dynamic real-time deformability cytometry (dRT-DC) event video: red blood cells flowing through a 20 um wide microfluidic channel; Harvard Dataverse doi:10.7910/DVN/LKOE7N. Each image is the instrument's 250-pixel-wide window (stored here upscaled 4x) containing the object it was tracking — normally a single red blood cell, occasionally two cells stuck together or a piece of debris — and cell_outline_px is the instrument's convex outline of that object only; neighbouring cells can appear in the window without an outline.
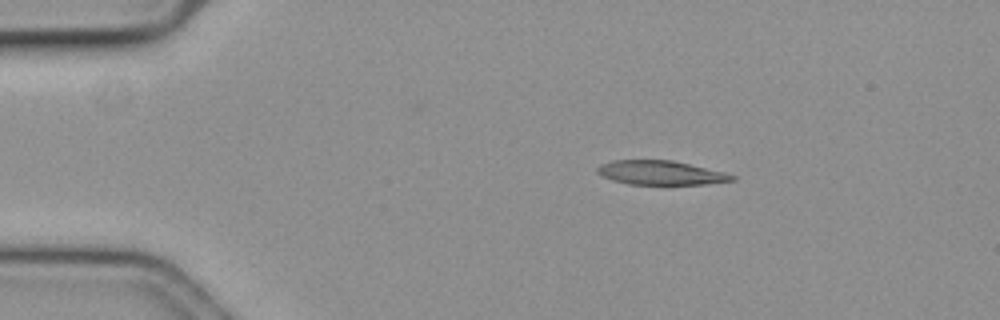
{"species": "common noctule bat (a hibernating species)", "species_latin": "Nyctalus noctula", "temperature_condition": "cold", "stored_images_in_passage": 48, "camera_frame_rate_fps": 3000, "um_per_image_px": 0.085, "animal": {"sex": "female", "body_mass_g": 19.3, "forearm_length_mm": 54.1}, "frame": {"image": 1, "passage_image": 1, "time_ms": 0.0, "image_size_px": [1000, 320], "cell_outline_px": [[736, 180], [704, 184], [628, 184], [612, 180], [596, 172], [596, 168], [600, 164], [612, 160], [672, 160], [724, 172], [736, 176]], "centroid_in_image_um": [56.14, 14.68], "position_along_channel_um": 28.9, "area_um2": 18.84}}
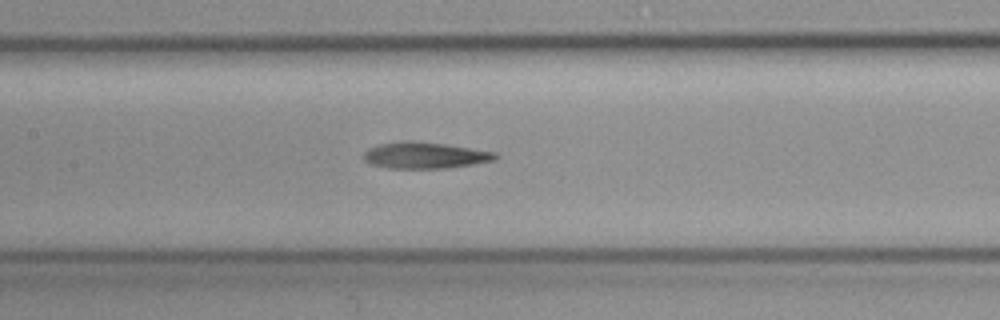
{"frame": {"image": 2, "passage_image": 18, "time_ms": 5.667, "image_size_px": [1000, 320], "cell_outline_px": [[500, 156], [496, 160], [472, 164], [444, 168], [388, 168], [372, 164], [364, 160], [364, 152], [368, 148], [380, 144], [404, 140], [412, 140], [444, 144], [496, 152]], "centroid_in_image_um": [36.12, 13.19], "position_along_channel_um": 171.3, "area_um2": 20.17}}
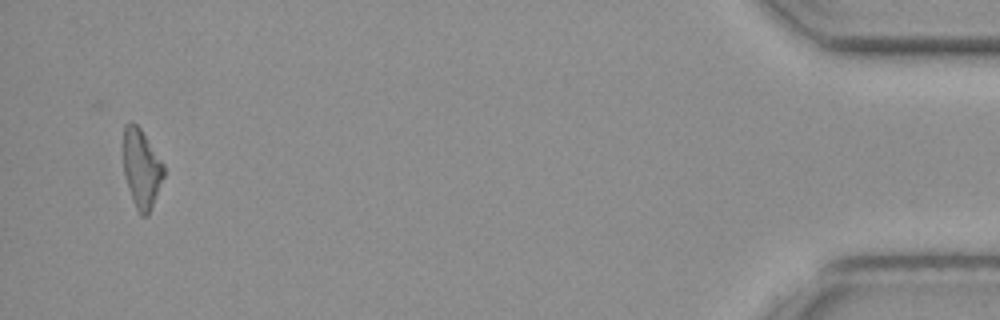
{"frame": {"image": 3, "passage_image": 46, "time_ms": 15.0, "image_size_px": [1000, 320], "cell_outline_px": [[164, 176], [148, 216], [140, 216], [132, 200], [124, 176], [124, 124], [136, 124], [140, 128], [164, 164]], "centroid_in_image_um": [12.03, 14.37], "position_along_channel_um": 423.2, "area_um2": 18.32}, "authors_computed_cell_mechanics": {"area_um2": 19.5653, "velocity_mm_per_s": 3.6224, "shape_relaxation_time_tau1_ms": 6.1186, "shape_relaxation_time_tau2_ms": null, "deformation_change_tau1": 0.152, "deformation_change_tau2": null}}